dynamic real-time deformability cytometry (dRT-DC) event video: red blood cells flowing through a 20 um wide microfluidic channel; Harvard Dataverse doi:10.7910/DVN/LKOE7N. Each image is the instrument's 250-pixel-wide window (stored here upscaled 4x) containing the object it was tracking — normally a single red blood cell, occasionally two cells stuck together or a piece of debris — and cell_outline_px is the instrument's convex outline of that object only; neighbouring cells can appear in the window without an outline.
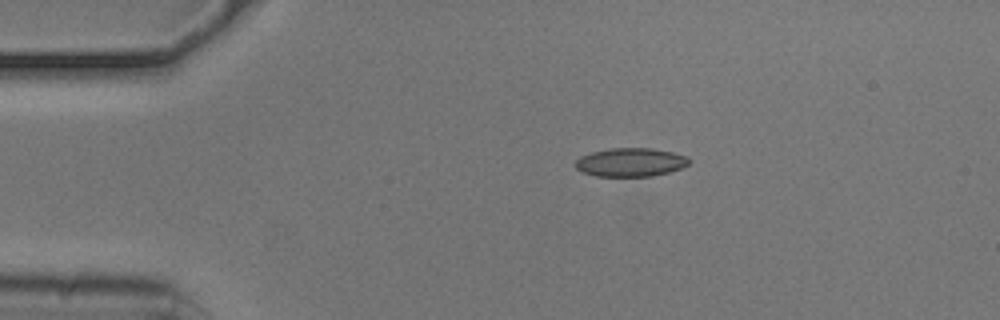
{"species": "common noctule bat (a hibernating species)", "species_latin": "Nyctalus noctula", "temperature_condition": "cold", "stored_images_in_passage": 24, "camera_frame_rate_fps": 3000, "um_per_image_px": 0.085, "animal": {"sex": "male", "body_mass_g": 20.5, "forearm_length_mm": 52.5}, "frame": {"image": 1, "passage_image": 1, "time_ms": 0.0, "image_size_px": [1000, 320], "cell_outline_px": [[692, 160], [688, 164], [680, 168], [668, 172], [652, 176], [596, 176], [584, 172], [576, 168], [576, 160], [580, 156], [592, 152], [612, 148], [652, 148], [672, 152], [688, 156]], "centroid_in_image_um": [53.63, 13.78], "position_along_channel_um": 31.4, "area_um2": 18.84}}
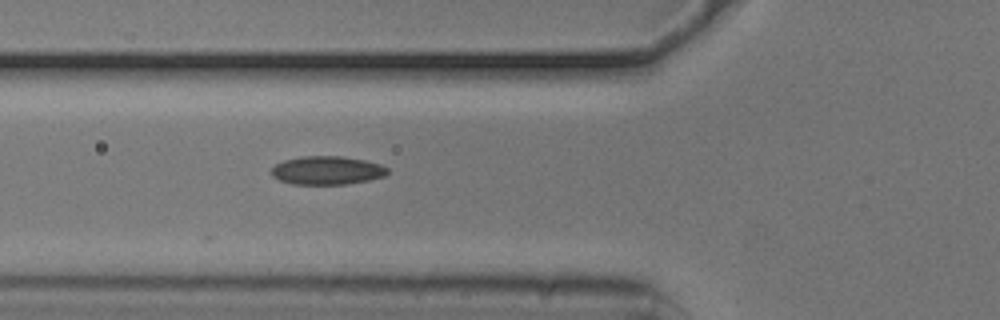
{"frame": {"image": 2, "passage_image": 10, "time_ms": 3.0, "image_size_px": [1000, 320], "cell_outline_px": [[388, 172], [384, 176], [368, 180], [344, 184], [292, 184], [280, 180], [272, 176], [272, 168], [276, 164], [284, 160], [300, 156], [344, 156], [364, 160], [380, 164], [388, 168]], "centroid_in_image_um": [27.79, 14.47], "position_along_channel_um": 98.0, "area_um2": 19.19}}
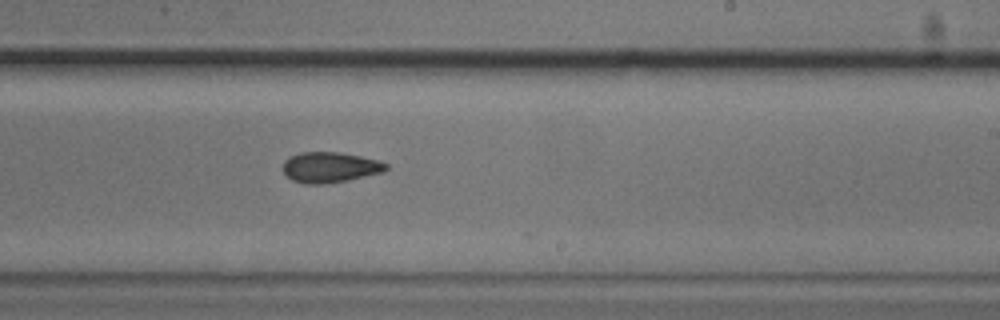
{"frame": {"image": 3, "passage_image": 23, "time_ms": 7.333, "image_size_px": [1000, 320], "cell_outline_px": [[388, 168], [384, 172], [348, 180], [324, 184], [304, 184], [292, 180], [284, 172], [284, 160], [288, 156], [300, 152], [340, 152], [380, 160], [388, 164]], "centroid_in_image_um": [28.06, 14.21], "position_along_channel_um": 260.9, "area_um2": 18.5}}